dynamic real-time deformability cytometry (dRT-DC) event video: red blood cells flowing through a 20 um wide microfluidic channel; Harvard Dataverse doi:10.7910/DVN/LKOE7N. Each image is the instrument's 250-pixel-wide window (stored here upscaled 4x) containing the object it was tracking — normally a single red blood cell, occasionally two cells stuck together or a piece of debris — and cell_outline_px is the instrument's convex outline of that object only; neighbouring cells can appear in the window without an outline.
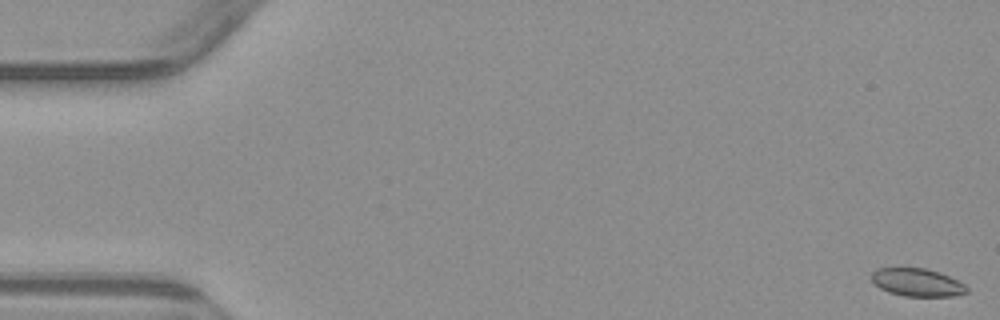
{"species": "common noctule bat (a hibernating species)", "species_latin": "Nyctalus noctula", "temperature_condition": "warm", "stored_images_in_passage": 5, "camera_frame_rate_fps": 3000, "um_per_image_px": 0.085, "animal": {"sex": "male", "body_mass_g": 23.1, "forearm_length_mm": 52.7}, "frame": {"image": 1, "passage_image": 1, "time_ms": 0.0, "image_size_px": [1000, 320], "cell_outline_px": [[968, 292], [952, 296], [904, 296], [888, 292], [880, 288], [872, 280], [872, 272], [876, 268], [924, 268], [940, 272], [964, 284], [968, 288]], "centroid_in_image_um": [77.95, 24.0], "position_along_channel_um": 7.0, "area_um2": 15.37}}
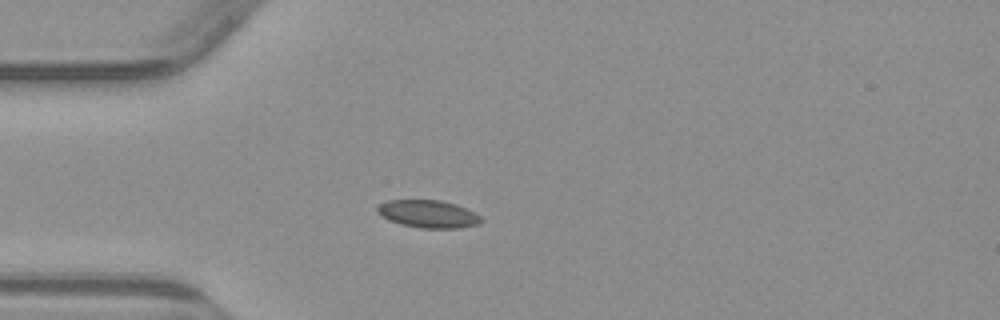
{"frame": {"image": 2, "passage_image": 4, "time_ms": 4.667, "image_size_px": [1000, 320], "cell_outline_px": [[484, 220], [480, 224], [460, 228], [420, 228], [400, 224], [388, 220], [376, 212], [376, 208], [380, 204], [388, 200], [440, 200], [456, 204], [480, 216]], "centroid_in_image_um": [36.39, 18.19], "position_along_channel_um": 48.6, "area_um2": 16.76}}